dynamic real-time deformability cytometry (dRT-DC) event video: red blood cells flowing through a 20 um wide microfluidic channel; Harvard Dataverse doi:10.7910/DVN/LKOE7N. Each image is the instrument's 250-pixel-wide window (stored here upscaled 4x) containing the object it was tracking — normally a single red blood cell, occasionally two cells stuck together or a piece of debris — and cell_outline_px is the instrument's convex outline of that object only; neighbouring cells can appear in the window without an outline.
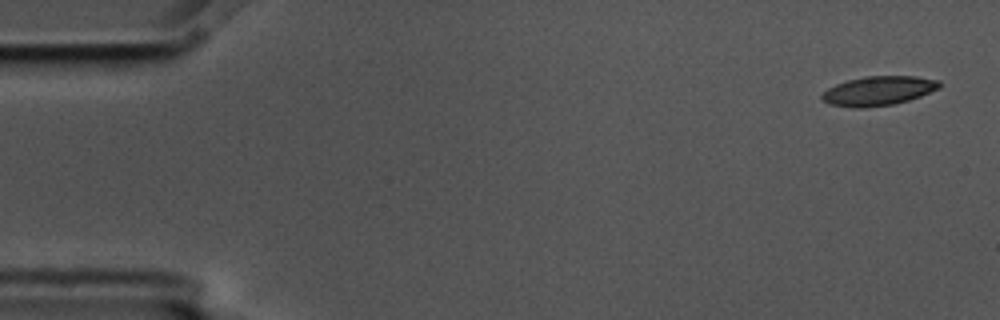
{"species": "common noctule bat (a hibernating species)", "species_latin": "Nyctalus noctula", "temperature_condition": "cold", "stored_images_in_passage": 4, "camera_frame_rate_fps": 3000, "um_per_image_px": 0.085, "animal": {"sex": "male", "body_mass_g": 17.5, "forearm_length_mm": 52.3}, "frame": {"image": 1, "passage_image": 1, "time_ms": 0.0, "image_size_px": [1000, 320], "cell_outline_px": [[940, 88], [920, 96], [908, 100], [892, 104], [864, 108], [852, 108], [828, 104], [820, 100], [820, 96], [828, 88], [836, 84], [848, 80], [864, 76], [916, 76], [940, 80]], "centroid_in_image_um": [74.63, 7.72], "position_along_channel_um": 10.4, "area_um2": 20.17}}
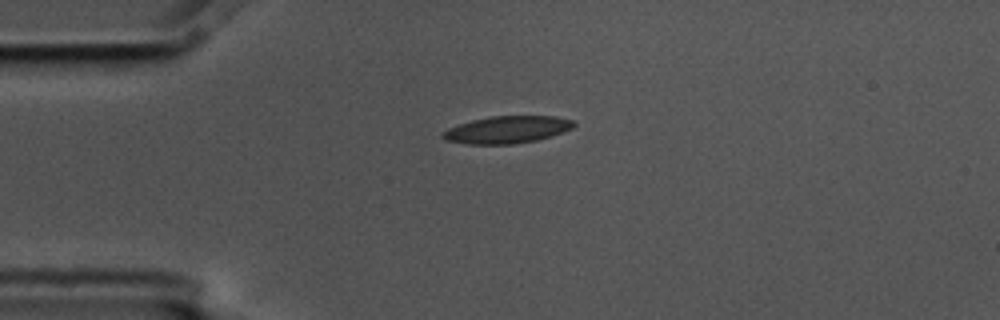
{"frame": {"image": 2, "passage_image": 4, "time_ms": 1.0, "image_size_px": [1000, 320], "cell_outline_px": [[576, 124], [572, 128], [564, 132], [552, 136], [536, 140], [516, 144], [468, 144], [444, 140], [440, 136], [448, 128], [472, 120], [488, 116], [556, 116], [572, 120]], "centroid_in_image_um": [43.11, 11.02], "position_along_channel_um": 41.9, "area_um2": 20.87}}